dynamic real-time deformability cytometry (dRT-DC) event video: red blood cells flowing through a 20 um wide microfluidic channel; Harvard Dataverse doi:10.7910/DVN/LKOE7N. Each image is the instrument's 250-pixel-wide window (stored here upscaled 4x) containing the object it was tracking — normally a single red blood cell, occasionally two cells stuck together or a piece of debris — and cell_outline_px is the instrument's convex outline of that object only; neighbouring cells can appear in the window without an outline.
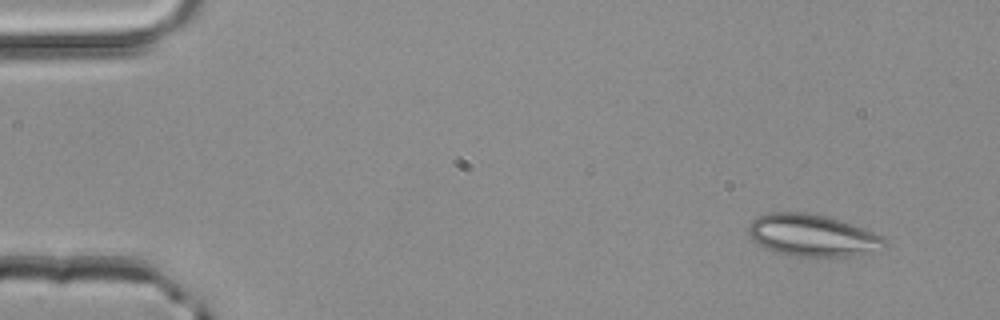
{"species": "common noctule bat (a hibernating species)", "species_latin": "Nyctalus noctula", "temperature_condition": "room temperature", "stored_images_in_passage": 3, "camera_frame_rate_fps": 3000, "um_per_image_px": 0.085, "animal": {"sex": "male", "body_mass_g": 20.4}, "frame": {"image": 1, "passage_image": 1, "time_ms": 0.0, "image_size_px": [1000, 320], "cell_outline_px": [[888, 240], [884, 244], [872, 252], [848, 256], [792, 256], [776, 252], [752, 240], [748, 236], [748, 224], [756, 216], [768, 212], [808, 212], [828, 216], [864, 228], [884, 236]], "centroid_in_image_um": [69.02, 19.98], "position_along_channel_um": 16.0, "area_um2": 33.41}}